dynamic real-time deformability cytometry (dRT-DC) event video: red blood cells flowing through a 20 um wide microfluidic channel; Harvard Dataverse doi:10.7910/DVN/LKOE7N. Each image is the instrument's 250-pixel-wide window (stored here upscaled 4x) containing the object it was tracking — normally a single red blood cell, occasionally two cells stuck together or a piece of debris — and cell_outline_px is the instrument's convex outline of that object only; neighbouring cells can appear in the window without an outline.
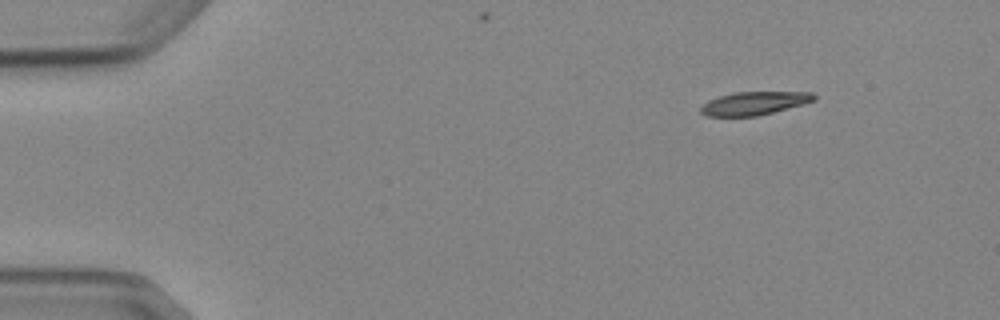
{"species": "Egyptian fruit bat (a non-hibernating species)", "species_latin": "Rousettus aegyptiacus", "temperature_condition": "cold", "stored_images_in_passage": 5, "segment_of_instrument_passage": [2, 2], "camera_frame_rate_fps": 3000, "um_per_image_px": 0.085, "animal": {"sex": "female"}, "frame": {"image": 1, "passage_image": 5, "time_ms": 5.333, "image_size_px": [1000, 320], "cell_outline_px": [[816, 100], [804, 104], [756, 116], [708, 116], [700, 112], [700, 108], [708, 100], [732, 92], [812, 92], [816, 96]], "centroid_in_image_um": [64.12, 8.77], "position_along_channel_um": 20.9, "area_um2": 15.26}}